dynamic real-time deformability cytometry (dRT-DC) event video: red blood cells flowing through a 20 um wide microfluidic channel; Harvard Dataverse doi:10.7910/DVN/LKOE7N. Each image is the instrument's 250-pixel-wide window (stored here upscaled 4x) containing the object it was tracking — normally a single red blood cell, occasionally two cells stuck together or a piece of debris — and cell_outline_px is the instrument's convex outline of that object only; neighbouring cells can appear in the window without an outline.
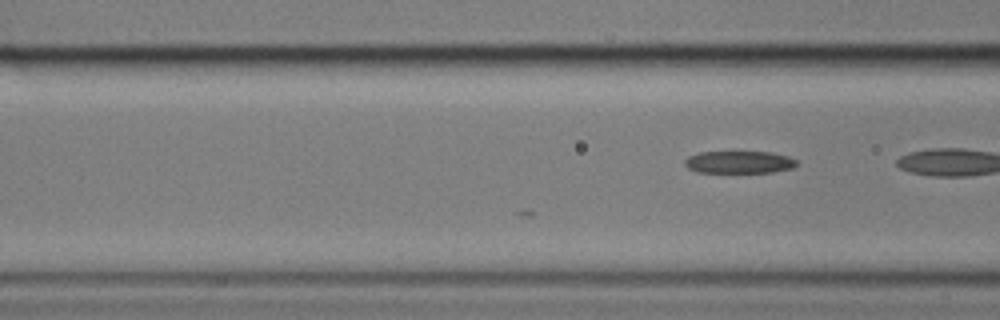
{"species": "common noctule bat (a hibernating species)", "species_latin": "Nyctalus noctula", "temperature_condition": "cold", "stored_images_in_passage": 4, "camera_frame_rate_fps": 3000, "um_per_image_px": 0.085, "animal": {"sex": "male", "body_mass_g": 17.9}, "frame": {"image": 1, "passage_image": 4, "time_ms": 1.0, "image_size_px": [1000, 320], "cell_outline_px": [[796, 164], [792, 168], [772, 172], [696, 172], [688, 168], [684, 164], [684, 160], [688, 156], [700, 152], [772, 152], [788, 156], [796, 160]], "centroid_in_image_um": [62.8, 13.78], "position_along_channel_um": 103.8, "area_um2": 14.51}}